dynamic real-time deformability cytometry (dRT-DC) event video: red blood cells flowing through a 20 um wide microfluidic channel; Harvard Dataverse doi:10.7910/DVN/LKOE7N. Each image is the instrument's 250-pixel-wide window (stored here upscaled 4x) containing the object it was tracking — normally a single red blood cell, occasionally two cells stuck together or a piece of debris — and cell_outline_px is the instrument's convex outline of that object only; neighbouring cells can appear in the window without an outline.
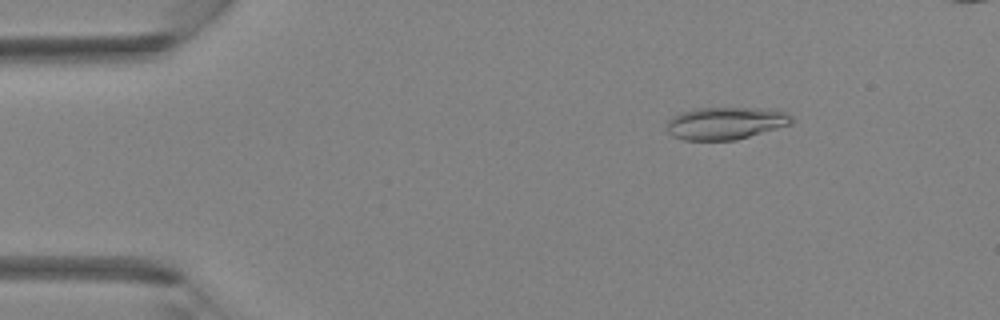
{"species": "Egyptian fruit bat (a non-hibernating species)", "species_latin": "Rousettus aegyptiacus", "temperature_condition": "room temperature", "stored_images_in_passage": 39, "camera_frame_rate_fps": 3000, "um_per_image_px": 0.085, "animal": {"sex": "female"}, "frame": {"image": 1, "passage_image": 4, "time_ms": 1.0, "image_size_px": [1000, 320], "cell_outline_px": [[792, 124], [736, 140], [684, 140], [672, 136], [668, 132], [668, 120], [672, 116], [680, 112], [696, 108], [776, 108], [788, 112], [792, 116]], "centroid_in_image_um": [61.72, 10.46], "position_along_channel_um": 23.3, "area_um2": 23.87}}
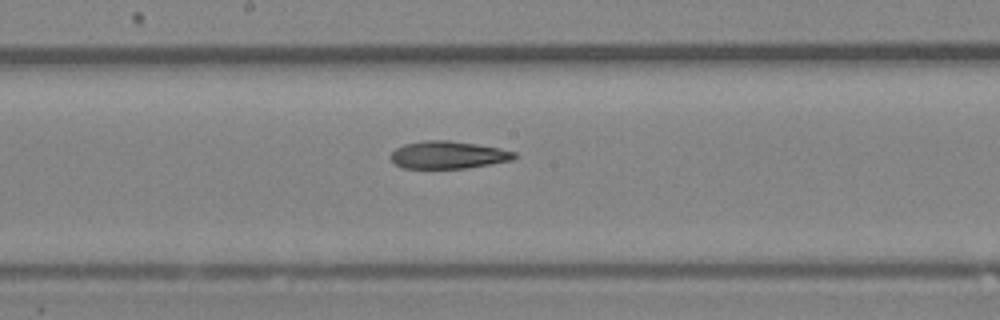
{"frame": {"image": 2, "passage_image": 20, "time_ms": 6.333, "image_size_px": [1000, 320], "cell_outline_px": [[516, 156], [512, 160], [492, 164], [468, 168], [400, 168], [388, 156], [396, 148], [404, 144], [424, 140], [448, 140], [476, 144], [500, 148], [516, 152]], "centroid_in_image_um": [38.08, 13.17], "position_along_channel_um": 210.1, "area_um2": 19.94}}
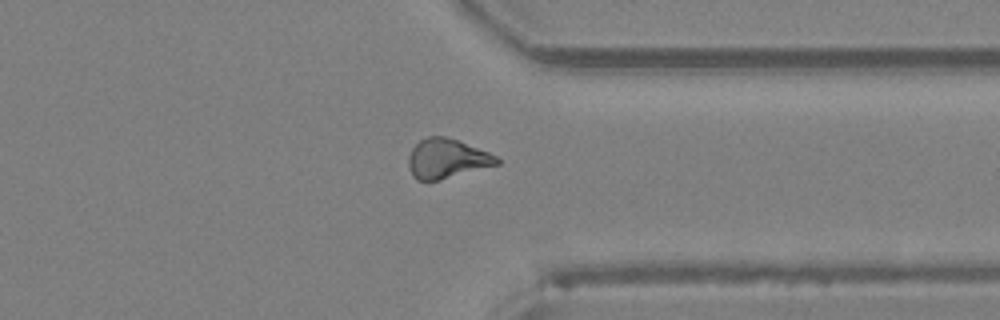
{"frame": {"image": 3, "passage_image": 30, "time_ms": 9.667, "image_size_px": [1000, 320], "cell_outline_px": [[500, 164], [440, 180], [416, 180], [412, 176], [408, 164], [408, 156], [412, 148], [420, 140], [428, 136], [444, 136], [456, 140], [488, 152], [496, 156], [500, 160]], "centroid_in_image_um": [37.96, 13.49], "position_along_channel_um": 373.4, "area_um2": 20.23}}